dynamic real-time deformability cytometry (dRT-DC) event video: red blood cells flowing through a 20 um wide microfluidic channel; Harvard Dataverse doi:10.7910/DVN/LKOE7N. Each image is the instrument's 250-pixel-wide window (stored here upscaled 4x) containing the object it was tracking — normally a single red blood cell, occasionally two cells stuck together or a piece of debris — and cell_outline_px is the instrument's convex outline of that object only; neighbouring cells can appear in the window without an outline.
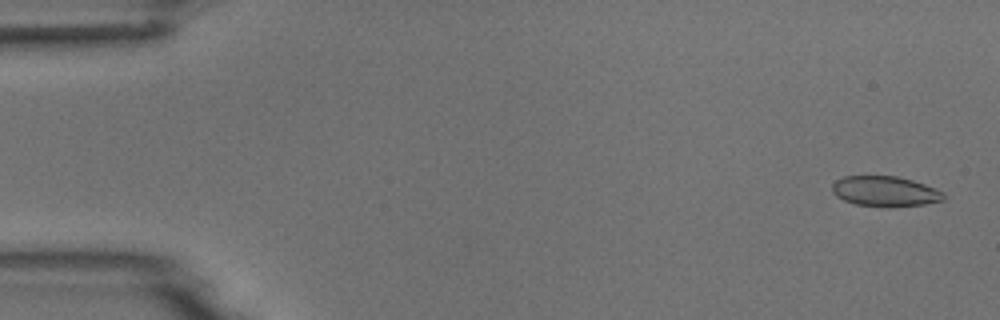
{"species": "common noctule bat (a hibernating species)", "species_latin": "Nyctalus noctula", "temperature_condition": "room temperature", "stored_images_in_passage": 4, "camera_frame_rate_fps": 3000, "um_per_image_px": 0.085, "animal": {"sex": "male", "body_mass_g": 18.8}, "frame": {"image": 1, "passage_image": 1, "time_ms": 0.0, "image_size_px": [1000, 320], "cell_outline_px": [[944, 200], [924, 204], [892, 208], [888, 208], [856, 204], [844, 200], [836, 196], [832, 192], [832, 184], [836, 180], [844, 176], [896, 176], [912, 180], [924, 184], [944, 192]], "centroid_in_image_um": [75.22, 16.28], "position_along_channel_um": 9.8, "area_um2": 19.83}}